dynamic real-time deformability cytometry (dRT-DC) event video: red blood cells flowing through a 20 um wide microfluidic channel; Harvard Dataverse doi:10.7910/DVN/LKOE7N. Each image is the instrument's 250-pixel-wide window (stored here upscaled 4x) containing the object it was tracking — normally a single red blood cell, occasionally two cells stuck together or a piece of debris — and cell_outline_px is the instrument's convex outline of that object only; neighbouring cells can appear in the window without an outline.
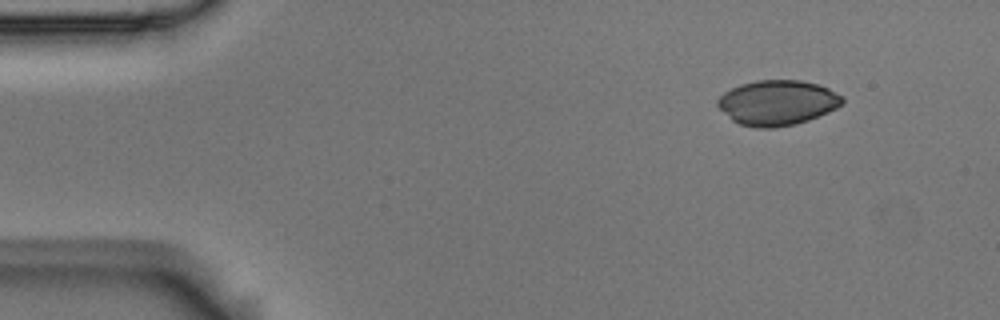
{"species": "Egyptian fruit bat (a non-hibernating species)", "species_latin": "Rousettus aegyptiacus", "temperature_condition": "room temperature", "stored_images_in_passage": 49, "camera_frame_rate_fps": 3000, "um_per_image_px": 0.085, "animal": {"sex": "male"}, "frame": {"image": 1, "passage_image": 1, "time_ms": 0.0, "image_size_px": [1000, 320], "cell_outline_px": [[844, 100], [836, 108], [828, 112], [808, 120], [796, 124], [772, 128], [756, 128], [740, 124], [732, 120], [716, 104], [716, 100], [724, 92], [740, 84], [756, 80], [800, 80], [820, 84], [844, 96]], "centroid_in_image_um": [66.08, 8.72], "position_along_channel_um": 18.9, "area_um2": 32.83}}
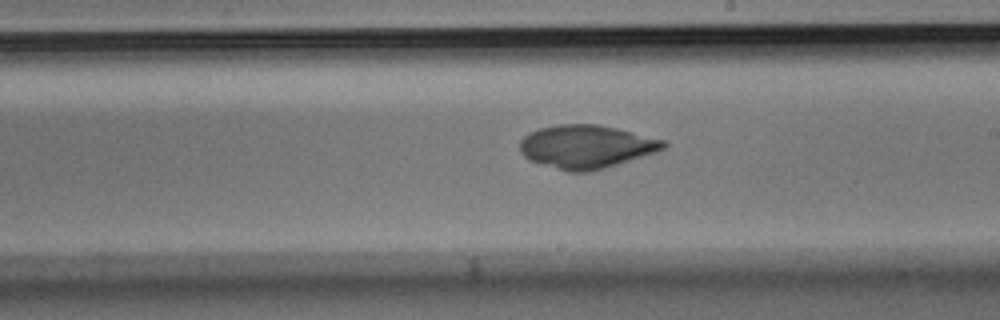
{"frame": {"image": 2, "passage_image": 26, "time_ms": 8.333, "image_size_px": [1000, 320], "cell_outline_px": [[668, 144], [664, 148], [656, 152], [592, 172], [568, 172], [528, 160], [520, 152], [520, 140], [528, 132], [540, 128], [560, 124], [600, 124], [664, 140]], "centroid_in_image_um": [49.8, 12.47], "position_along_channel_um": 239.2, "area_um2": 36.3}}
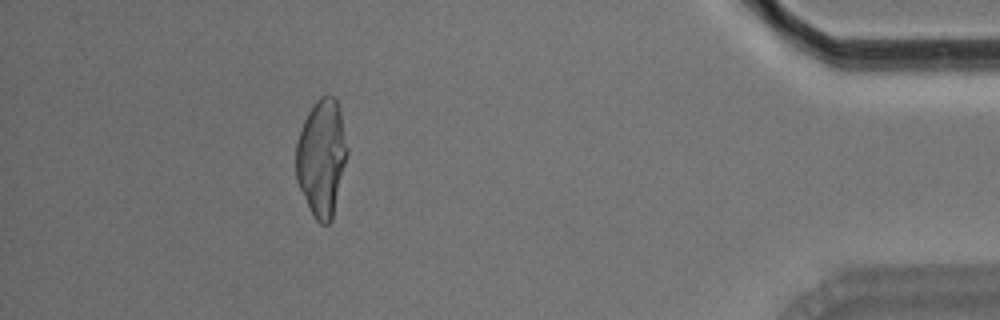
{"frame": {"image": 3, "passage_image": 44, "time_ms": 14.333, "image_size_px": [1000, 320], "cell_outline_px": [[348, 152], [332, 220], [328, 224], [320, 224], [312, 216], [296, 180], [296, 144], [304, 120], [308, 112], [316, 100], [320, 96], [332, 96], [336, 100], [340, 108], [348, 148]], "centroid_in_image_um": [27.34, 13.42], "position_along_channel_um": 407.9, "area_um2": 34.97}}